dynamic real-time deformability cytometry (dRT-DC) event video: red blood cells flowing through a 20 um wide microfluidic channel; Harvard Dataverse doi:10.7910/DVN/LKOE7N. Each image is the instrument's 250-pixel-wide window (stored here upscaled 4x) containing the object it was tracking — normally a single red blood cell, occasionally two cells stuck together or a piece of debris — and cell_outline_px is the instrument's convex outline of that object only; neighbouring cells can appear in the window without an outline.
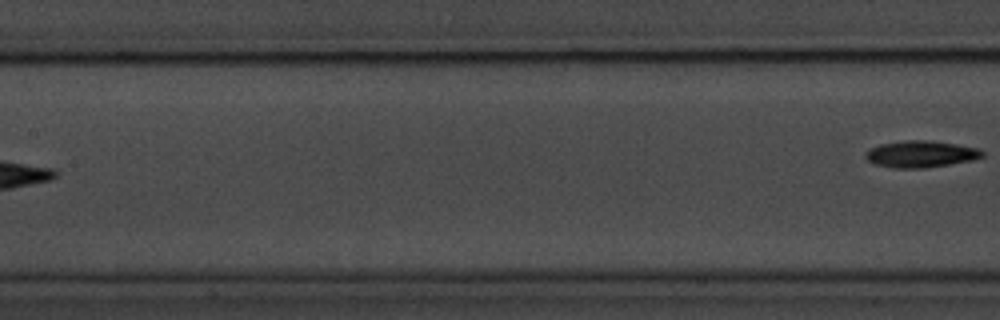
{"species": "common noctule bat (a hibernating species)", "species_latin": "Nyctalus noctula", "temperature_condition": "room temperature", "stored_images_in_passage": 7, "segment_of_instrument_passage": [2, 2], "camera_frame_rate_fps": 3000, "um_per_image_px": 0.085, "animal": {"sex": "male", "body_mass_g": 20.1, "forearm_length_mm": 53.5}, "frame": {"image": 1, "passage_image": 7, "time_ms": 2.0, "image_size_px": [1000, 320], "cell_outline_px": [[984, 156], [972, 160], [924, 168], [892, 168], [876, 164], [868, 160], [864, 156], [864, 152], [868, 148], [880, 144], [908, 140], [924, 140], [956, 144], [980, 148], [984, 152]], "centroid_in_image_um": [78.24, 13.09], "position_along_channel_um": 129.2, "area_um2": 18.15}}